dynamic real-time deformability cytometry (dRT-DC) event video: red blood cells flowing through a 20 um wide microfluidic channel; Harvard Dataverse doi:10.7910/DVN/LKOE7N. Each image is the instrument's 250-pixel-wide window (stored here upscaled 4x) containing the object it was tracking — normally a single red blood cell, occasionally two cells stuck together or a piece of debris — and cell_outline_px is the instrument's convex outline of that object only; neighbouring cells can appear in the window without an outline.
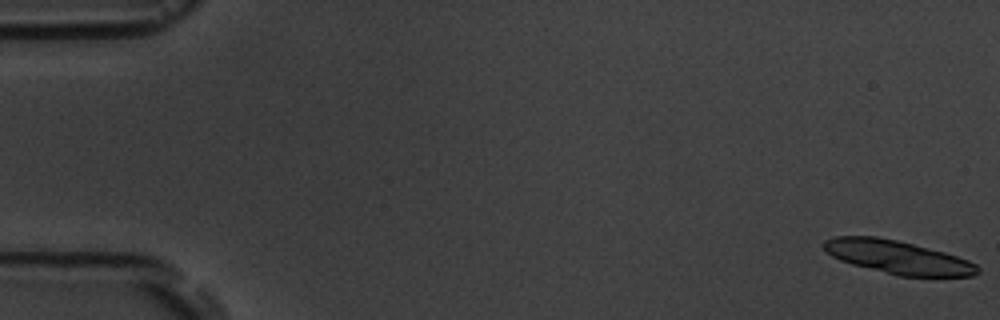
{"species": "common noctule bat (a hibernating species)", "species_latin": "Nyctalus noctula", "temperature_condition": "room temperature", "stored_images_in_passage": 12, "camera_frame_rate_fps": 3000, "um_per_image_px": 0.085, "animal": {"sex": "male", "body_mass_g": 19.5, "forearm_length_mm": 54.6}, "frame": {"image": 1, "passage_image": 1, "time_ms": 0.0, "image_size_px": [1000, 320], "cell_outline_px": [[980, 272], [972, 276], [896, 276], [852, 264], [840, 260], [832, 256], [820, 244], [824, 240], [836, 236], [880, 236], [944, 252], [968, 260], [976, 264], [980, 268]], "centroid_in_image_um": [76.28, 21.86], "position_along_channel_um": 8.7, "area_um2": 29.82}}
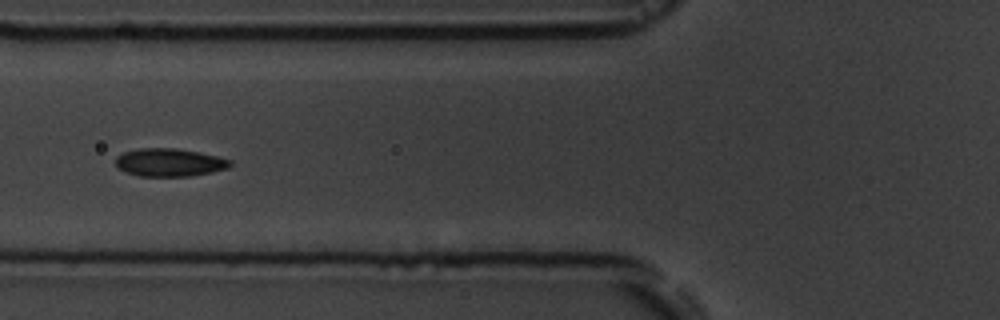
{"frame": {"image": 2, "passage_image": 7, "time_ms": 7.0, "image_size_px": [1000, 320], "cell_outline_px": [[232, 164], [228, 168], [212, 172], [188, 176], [140, 176], [128, 172], [120, 168], [116, 164], [116, 156], [124, 152], [136, 148], [176, 148], [216, 156], [232, 160]], "centroid_in_image_um": [14.41, 13.8], "position_along_channel_um": 111.4, "area_um2": 18.5}}
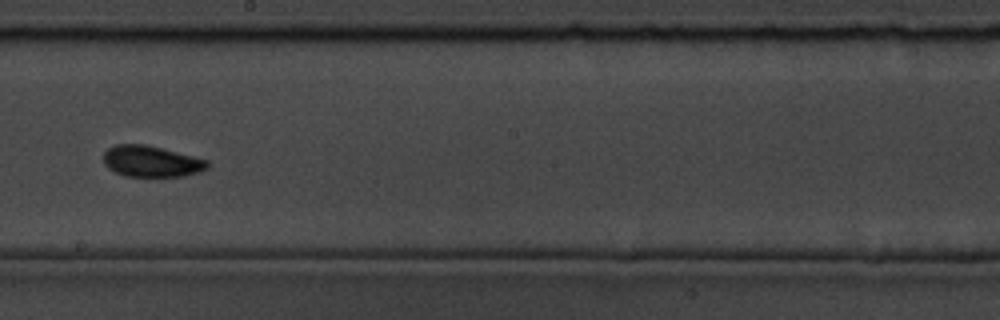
{"frame": {"image": 3, "passage_image": 10, "time_ms": 10.333, "image_size_px": [1000, 320], "cell_outline_px": [[208, 168], [200, 172], [184, 176], [124, 176], [108, 168], [104, 164], [104, 152], [108, 148], [116, 144], [144, 144], [208, 160]], "centroid_in_image_um": [12.85, 13.72], "position_along_channel_um": 235.4, "area_um2": 18.73}}